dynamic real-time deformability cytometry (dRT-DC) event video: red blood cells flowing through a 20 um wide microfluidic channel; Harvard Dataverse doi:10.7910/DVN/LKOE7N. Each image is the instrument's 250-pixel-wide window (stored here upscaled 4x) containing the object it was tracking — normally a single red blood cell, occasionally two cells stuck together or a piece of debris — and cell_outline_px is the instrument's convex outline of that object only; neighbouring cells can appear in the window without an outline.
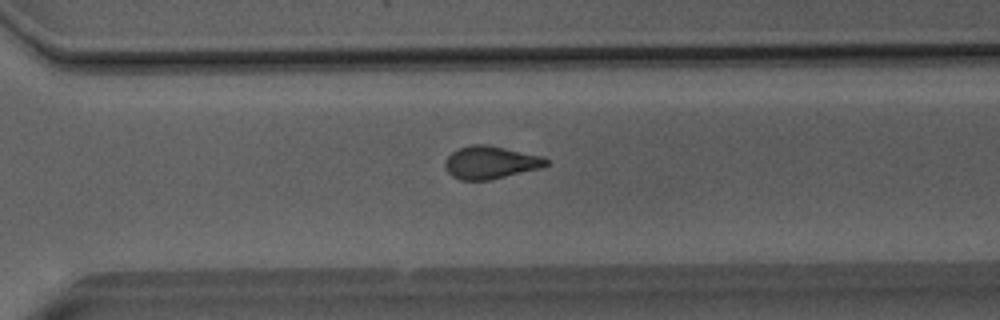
{"species": "Egyptian fruit bat (a non-hibernating species)", "species_latin": "Rousettus aegyptiacus", "temperature_condition": "room temperature", "stored_images_in_passage": 51, "camera_frame_rate_fps": 3000, "um_per_image_px": 0.085, "animal": {"sex": "male"}, "frame": {"image": 1, "passage_image": 36, "time_ms": 11.667, "image_size_px": [1000, 320], "cell_outline_px": [[548, 164], [544, 168], [488, 180], [460, 180], [452, 176], [448, 172], [444, 164], [444, 160], [452, 152], [460, 148], [472, 144], [488, 144], [544, 156], [548, 160]], "centroid_in_image_um": [41.73, 13.8], "position_along_channel_um": 328.9, "area_um2": 19.54}}
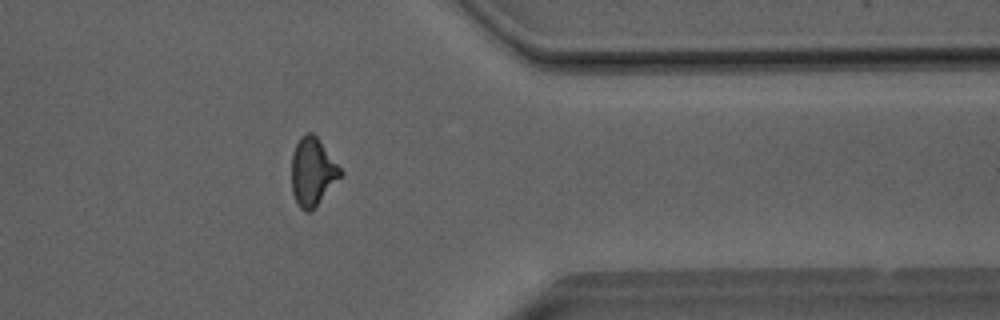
{"frame": {"image": 2, "passage_image": 41, "time_ms": 13.333, "image_size_px": [1000, 320], "cell_outline_px": [[344, 176], [312, 212], [304, 212], [300, 208], [292, 192], [292, 156], [296, 144], [300, 136], [308, 132], [312, 132], [316, 136], [344, 172]], "centroid_in_image_um": [26.61, 14.65], "position_along_channel_um": 384.8, "area_um2": 19.77}}
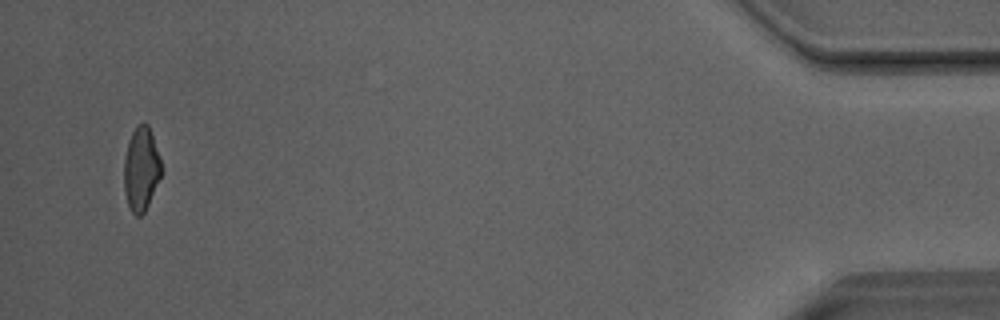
{"frame": {"image": 3, "passage_image": 49, "time_ms": 16.0, "image_size_px": [1000, 320], "cell_outline_px": [[160, 176], [148, 204], [144, 212], [140, 216], [136, 216], [132, 212], [128, 204], [124, 192], [124, 160], [128, 140], [136, 124], [148, 124], [160, 160]], "centroid_in_image_um": [11.96, 14.36], "position_along_channel_um": 423.2, "area_um2": 17.8}, "authors_computed_cell_mechanics": {"area_um2": 19.8254, "velocity_mm_per_s": 4.0642, "shape_relaxation_time_tau1_ms": 9.5328, "shape_relaxation_time_tau2_ms": 1.8606, "deformation_change_tau1": 0.1852, "deformation_change_tau2": 0.0844}}